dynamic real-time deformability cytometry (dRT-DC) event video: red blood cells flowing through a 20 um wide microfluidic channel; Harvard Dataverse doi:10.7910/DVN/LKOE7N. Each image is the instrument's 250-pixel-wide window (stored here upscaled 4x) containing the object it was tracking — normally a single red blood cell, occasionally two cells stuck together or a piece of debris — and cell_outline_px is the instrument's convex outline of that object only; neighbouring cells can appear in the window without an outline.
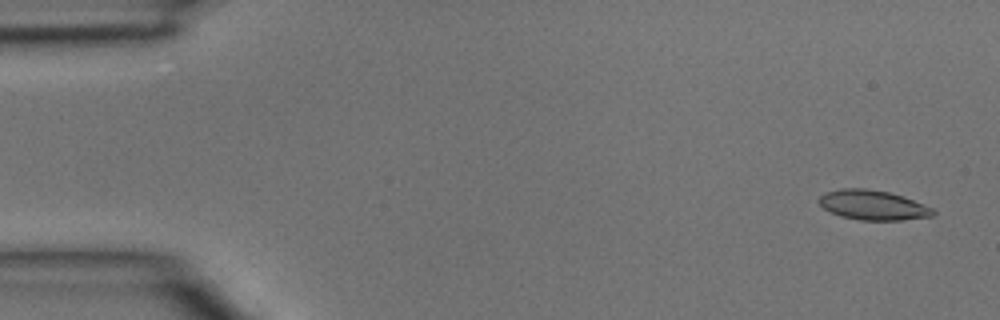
{"species": "common noctule bat (a hibernating species)", "species_latin": "Nyctalus noctula", "temperature_condition": "room temperature", "stored_images_in_passage": 4, "camera_frame_rate_fps": 3000, "um_per_image_px": 0.085, "animal": {"sex": "male", "body_mass_g": 15.6}, "frame": {"image": 1, "passage_image": 1, "time_ms": 0.0, "image_size_px": [1000, 320], "cell_outline_px": [[936, 212], [932, 216], [904, 220], [860, 220], [840, 216], [828, 212], [816, 200], [824, 192], [840, 188], [864, 188], [888, 192], [904, 196], [932, 208]], "centroid_in_image_um": [74.15, 17.43], "position_along_channel_um": 10.8, "area_um2": 19.94}}
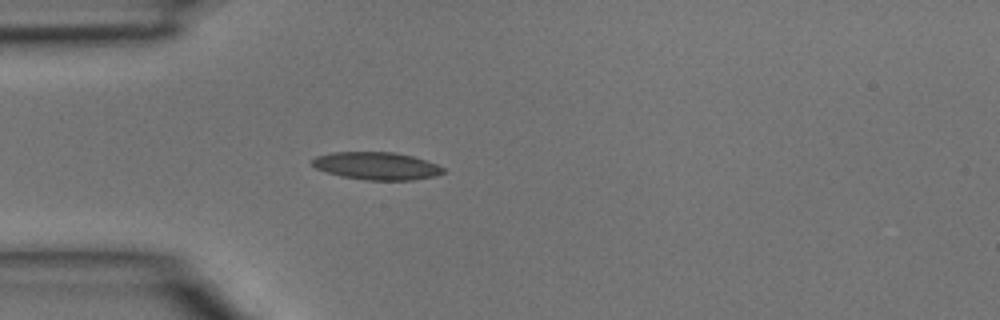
{"frame": {"image": 2, "passage_image": 4, "time_ms": 1.0, "image_size_px": [1000, 320], "cell_outline_px": [[444, 172], [436, 176], [412, 180], [368, 180], [340, 176], [316, 168], [312, 164], [312, 160], [316, 156], [332, 152], [396, 152], [412, 156], [436, 164], [444, 168]], "centroid_in_image_um": [32.01, 14.1], "position_along_channel_um": 53.0, "area_um2": 20.98}}